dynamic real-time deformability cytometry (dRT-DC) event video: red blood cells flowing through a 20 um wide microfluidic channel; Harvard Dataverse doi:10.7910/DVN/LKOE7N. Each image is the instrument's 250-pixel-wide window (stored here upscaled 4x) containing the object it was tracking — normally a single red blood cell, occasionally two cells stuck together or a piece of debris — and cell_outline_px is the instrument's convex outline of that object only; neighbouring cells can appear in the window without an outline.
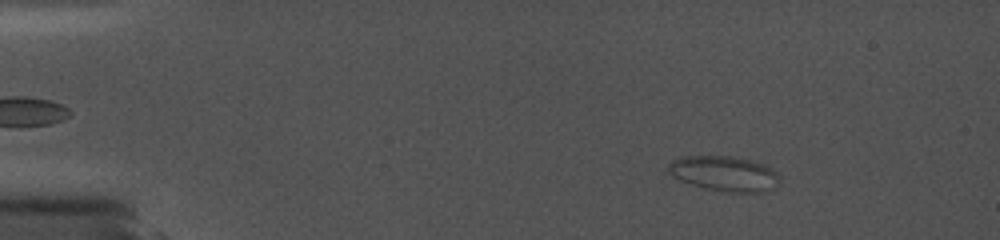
{"species": "common noctule bat (a hibernating species)", "species_latin": "Nyctalus noctula", "temperature_condition": "cold", "stored_images_in_passage": 72, "camera_frame_rate_fps": 5000, "um_per_image_px": 0.085, "animal": {"sex": "female", "body_mass_g": 19.0, "forearm_length_mm": 56.7}, "frame": {"image": 1, "passage_image": 11, "time_ms": 2.6, "image_size_px": [1000, 240], "cell_outline_px": [[780, 180], [772, 188], [760, 192], [728, 192], [704, 188], [680, 180], [672, 176], [668, 172], [668, 164], [672, 160], [684, 156], [732, 156], [764, 164], [776, 172], [780, 176]], "centroid_in_image_um": [61.54, 14.75], "position_along_channel_um": 23.5, "area_um2": 22.6}}
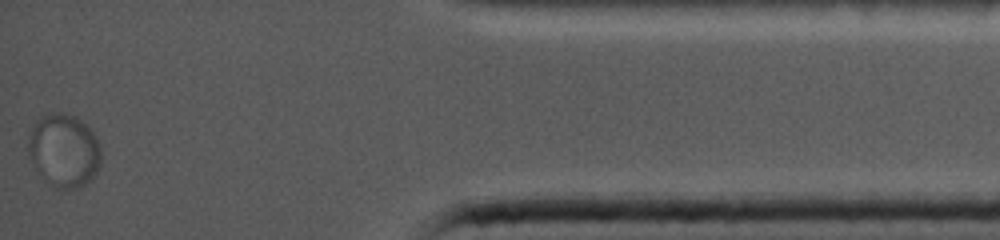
{"frame": {"image": 2, "passage_image": 72, "time_ms": 18.2, "image_size_px": [1000, 240], "cell_outline_px": [[100, 164], [96, 172], [80, 188], [60, 192], [48, 184], [32, 160], [28, 152], [28, 136], [36, 120], [40, 116], [48, 112], [64, 112], [76, 116], [96, 136], [100, 144]], "centroid_in_image_um": [5.43, 12.79], "position_along_channel_um": 429.8, "area_um2": 31.33}}